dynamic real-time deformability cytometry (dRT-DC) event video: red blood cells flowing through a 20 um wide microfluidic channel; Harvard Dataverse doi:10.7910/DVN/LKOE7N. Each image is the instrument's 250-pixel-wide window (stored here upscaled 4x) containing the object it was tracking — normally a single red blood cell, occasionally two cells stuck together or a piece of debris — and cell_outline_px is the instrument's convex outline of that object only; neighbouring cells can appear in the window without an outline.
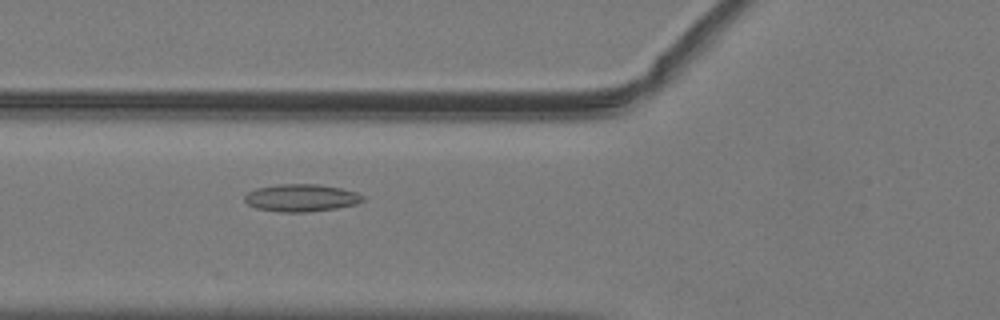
{"species": "common noctule bat (a hibernating species)", "species_latin": "Nyctalus noctula", "temperature_condition": "warm", "stored_images_in_passage": 31, "camera_frame_rate_fps": 3000, "um_per_image_px": 0.085, "animal": {"sex": "male", "body_mass_g": 19.2, "forearm_length_mm": 51.8}, "frame": {"image": 1, "passage_image": 21, "time_ms": 6.667, "image_size_px": [1000, 320], "cell_outline_px": [[364, 200], [356, 204], [336, 208], [308, 212], [284, 212], [256, 208], [248, 204], [244, 200], [244, 196], [248, 192], [256, 188], [276, 184], [320, 184], [340, 188], [356, 192], [364, 196]], "centroid_in_image_um": [25.6, 16.81], "position_along_channel_um": 100.2, "area_um2": 18.9}}
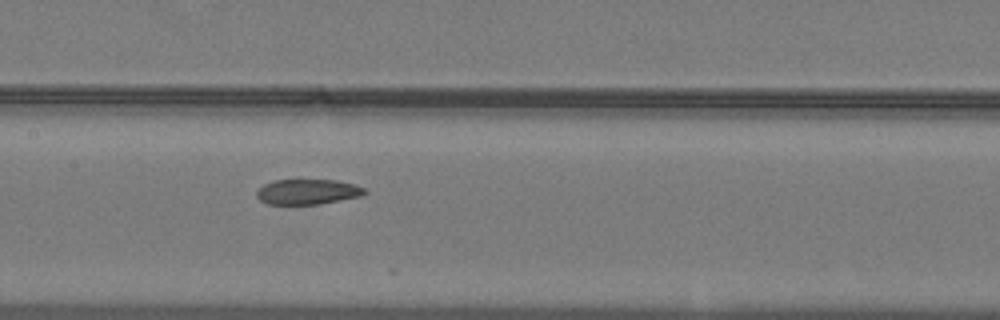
{"frame": {"image": 2, "passage_image": 27, "time_ms": 8.667, "image_size_px": [1000, 320], "cell_outline_px": [[368, 192], [360, 196], [316, 204], [268, 204], [260, 200], [256, 196], [256, 192], [264, 184], [272, 180], [336, 180], [356, 184], [364, 188]], "centroid_in_image_um": [26.14, 16.29], "position_along_channel_um": 181.3, "area_um2": 15.78}}
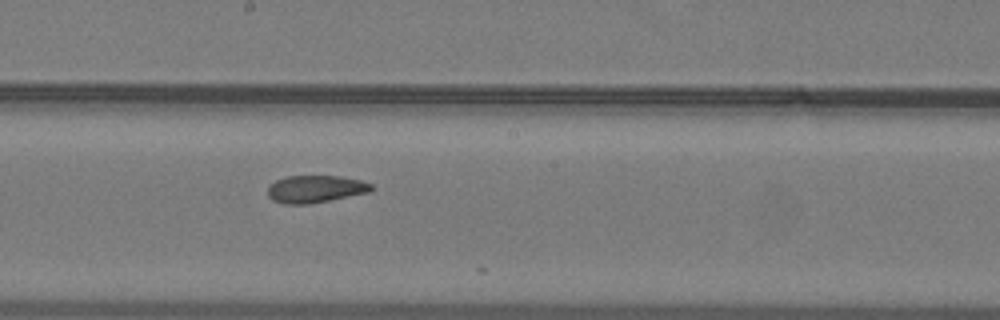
{"frame": {"image": 3, "passage_image": 30, "time_ms": 9.667, "image_size_px": [1000, 320], "cell_outline_px": [[376, 188], [368, 192], [308, 204], [284, 204], [272, 200], [268, 196], [268, 184], [276, 180], [288, 176], [340, 176], [360, 180], [372, 184]], "centroid_in_image_um": [26.78, 16.06], "position_along_channel_um": 221.4, "area_um2": 16.47}}